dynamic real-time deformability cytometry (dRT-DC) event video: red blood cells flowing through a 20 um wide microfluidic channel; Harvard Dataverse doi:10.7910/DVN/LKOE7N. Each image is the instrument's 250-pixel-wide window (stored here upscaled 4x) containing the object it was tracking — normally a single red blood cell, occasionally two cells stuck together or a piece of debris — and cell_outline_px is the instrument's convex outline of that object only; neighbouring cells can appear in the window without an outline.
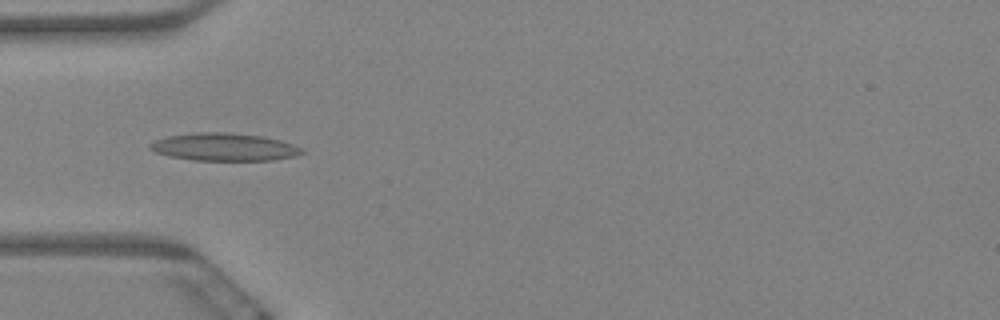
{"species": "Egyptian fruit bat (a non-hibernating species)", "species_latin": "Rousettus aegyptiacus", "temperature_condition": "warm", "stored_images_in_passage": 6, "camera_frame_rate_fps": 3000, "um_per_image_px": 0.085, "animal": {"sex": "female"}, "frame": {"image": 1, "passage_image": 5, "time_ms": 1.333, "image_size_px": [1000, 320], "cell_outline_px": [[304, 152], [296, 156], [272, 160], [192, 160], [168, 156], [156, 152], [148, 148], [148, 144], [156, 140], [168, 136], [196, 132], [224, 132], [264, 136], [280, 140], [304, 148]], "centroid_in_image_um": [19.06, 12.49], "position_along_channel_um": 65.9, "area_um2": 24.57}}
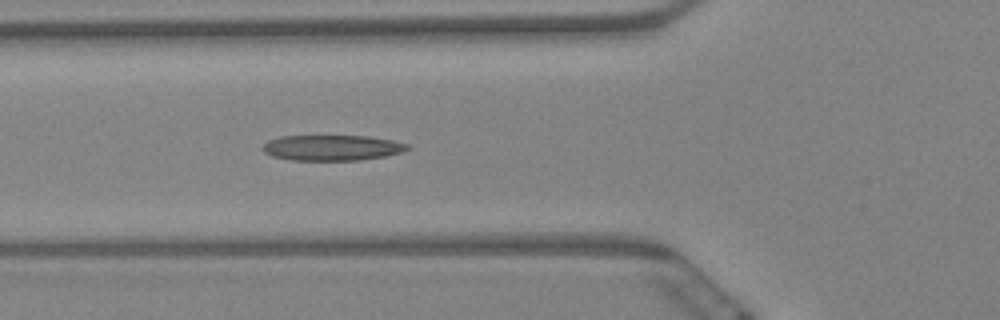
{"frame": {"image": 2, "passage_image": 6, "time_ms": 1.667, "image_size_px": [1000, 320], "cell_outline_px": [[412, 148], [400, 152], [384, 156], [360, 160], [292, 160], [272, 156], [264, 152], [260, 148], [268, 140], [280, 136], [368, 136], [392, 140], [408, 144]], "centroid_in_image_um": [28.2, 12.55], "position_along_channel_um": 97.6, "area_um2": 21.56}}